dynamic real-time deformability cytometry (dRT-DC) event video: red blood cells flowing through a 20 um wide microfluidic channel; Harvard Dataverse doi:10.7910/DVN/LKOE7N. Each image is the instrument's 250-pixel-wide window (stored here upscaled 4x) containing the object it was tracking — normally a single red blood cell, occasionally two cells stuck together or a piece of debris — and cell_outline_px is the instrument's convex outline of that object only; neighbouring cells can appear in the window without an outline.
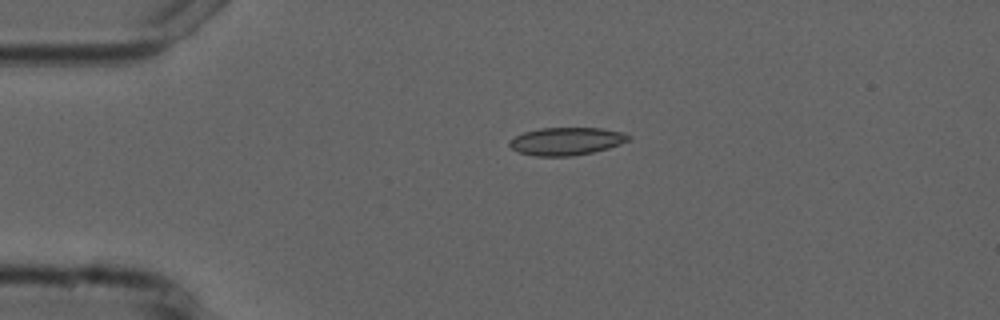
{"species": "common noctule bat (a hibernating species)", "species_latin": "Nyctalus noctula", "temperature_condition": "cold", "stored_images_in_passage": 4, "camera_frame_rate_fps": 3000, "um_per_image_px": 0.085, "animal": {"sex": "male", "forearm_length_mm": 52.5}, "frame": {"image": 1, "passage_image": 3, "time_ms": 2.333, "image_size_px": [1000, 320], "cell_outline_px": [[632, 136], [628, 140], [620, 144], [608, 148], [592, 152], [572, 156], [536, 156], [516, 152], [508, 144], [508, 140], [524, 132], [540, 128], [600, 128], [620, 132]], "centroid_in_image_um": [48.1, 12.01], "position_along_channel_um": 36.9, "area_um2": 19.19}}